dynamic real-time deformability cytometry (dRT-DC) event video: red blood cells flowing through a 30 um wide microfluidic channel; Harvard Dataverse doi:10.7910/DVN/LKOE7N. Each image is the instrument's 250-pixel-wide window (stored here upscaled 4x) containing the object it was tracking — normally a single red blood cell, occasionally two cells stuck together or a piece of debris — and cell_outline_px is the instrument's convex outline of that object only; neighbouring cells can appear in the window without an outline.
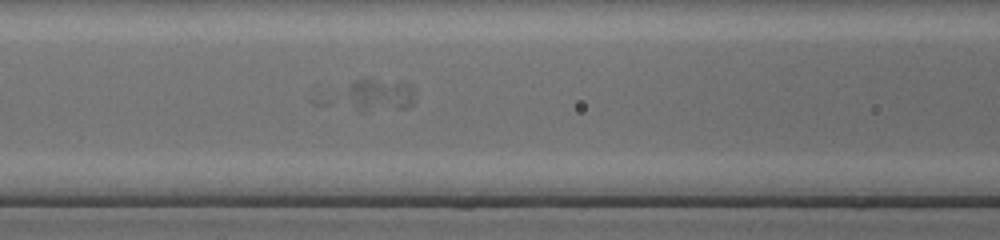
{"species": "common noctule bat (a hibernating species)", "species_latin": "Nyctalus noctula", "temperature_condition": "cold", "stored_images_in_passage": 10, "camera_frame_rate_fps": 3000, "um_per_image_px": 0.085, "animal": {"sex": "female", "body_mass_g": 17.0, "forearm_length_mm": 48.0}, "frame": {"image": 1, "passage_image": 8, "time_ms": 2.333, "image_size_px": [1000, 240], "cell_outline_px": [[412, 104], [408, 108], [364, 112], [360, 112], [352, 92], [352, 84], [360, 80], [368, 80], [400, 84], [412, 100]], "centroid_in_image_um": [32.29, 8.17], "position_along_channel_um": 134.3, "area_um2": 10.87}}